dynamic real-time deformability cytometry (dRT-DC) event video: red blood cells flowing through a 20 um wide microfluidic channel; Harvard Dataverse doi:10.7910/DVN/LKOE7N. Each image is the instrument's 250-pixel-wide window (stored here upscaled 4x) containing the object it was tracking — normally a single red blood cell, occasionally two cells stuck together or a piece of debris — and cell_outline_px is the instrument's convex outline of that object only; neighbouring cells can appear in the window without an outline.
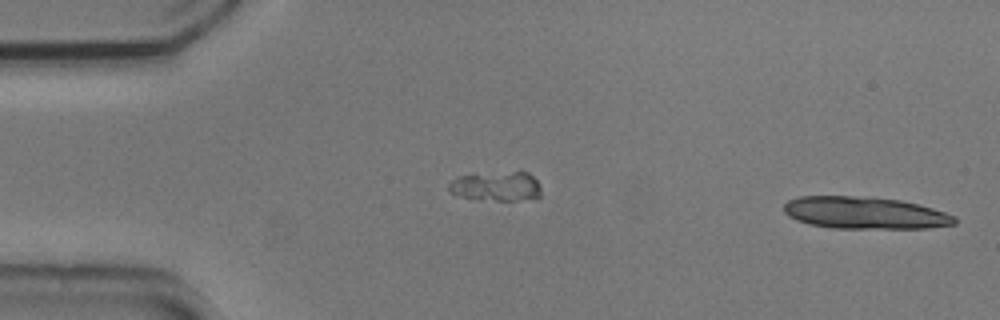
{"species": "common noctule bat (a hibernating species)", "species_latin": "Nyctalus noctula", "temperature_condition": "cold", "stored_images_in_passage": 13, "camera_frame_rate_fps": 3000, "um_per_image_px": 0.085, "animal": {"sex": "male", "body_mass_g": 20.5, "forearm_length_mm": 52.5}, "frame": {"image": 1, "passage_image": 1, "time_ms": 0.0, "image_size_px": [1000, 320], "cell_outline_px": [[956, 224], [928, 228], [832, 228], [808, 224], [796, 220], [788, 216], [784, 212], [784, 204], [788, 200], [800, 196], [852, 196], [900, 200], [920, 204], [956, 216]], "centroid_in_image_um": [73.49, 18.1], "position_along_channel_um": 11.5, "area_um2": 31.96}}